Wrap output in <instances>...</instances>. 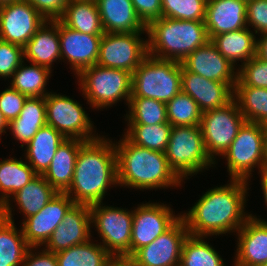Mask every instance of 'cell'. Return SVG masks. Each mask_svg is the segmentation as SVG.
I'll return each instance as SVG.
<instances>
[{"mask_svg": "<svg viewBox=\"0 0 267 266\" xmlns=\"http://www.w3.org/2000/svg\"><path fill=\"white\" fill-rule=\"evenodd\" d=\"M249 181L230 179L203 193L188 212L180 213L193 236H214L237 232L251 214L245 212Z\"/></svg>", "mask_w": 267, "mask_h": 266, "instance_id": "cell-1", "label": "cell"}, {"mask_svg": "<svg viewBox=\"0 0 267 266\" xmlns=\"http://www.w3.org/2000/svg\"><path fill=\"white\" fill-rule=\"evenodd\" d=\"M90 206L74 204L65 214L45 244V250L52 253L68 249L91 240Z\"/></svg>", "mask_w": 267, "mask_h": 266, "instance_id": "cell-18", "label": "cell"}, {"mask_svg": "<svg viewBox=\"0 0 267 266\" xmlns=\"http://www.w3.org/2000/svg\"><path fill=\"white\" fill-rule=\"evenodd\" d=\"M24 62L13 73L9 86L27 97H45L50 93L45 87L52 70L33 63L27 66Z\"/></svg>", "mask_w": 267, "mask_h": 266, "instance_id": "cell-33", "label": "cell"}, {"mask_svg": "<svg viewBox=\"0 0 267 266\" xmlns=\"http://www.w3.org/2000/svg\"><path fill=\"white\" fill-rule=\"evenodd\" d=\"M45 107L47 125L59 131L66 139L92 141L101 136L95 134L94 124L77 100L50 92L45 96Z\"/></svg>", "mask_w": 267, "mask_h": 266, "instance_id": "cell-10", "label": "cell"}, {"mask_svg": "<svg viewBox=\"0 0 267 266\" xmlns=\"http://www.w3.org/2000/svg\"><path fill=\"white\" fill-rule=\"evenodd\" d=\"M66 138L52 126L41 127L25 147V159L38 175L49 168L57 148Z\"/></svg>", "mask_w": 267, "mask_h": 266, "instance_id": "cell-27", "label": "cell"}, {"mask_svg": "<svg viewBox=\"0 0 267 266\" xmlns=\"http://www.w3.org/2000/svg\"><path fill=\"white\" fill-rule=\"evenodd\" d=\"M257 38L256 56L263 61L267 62V32L259 35Z\"/></svg>", "mask_w": 267, "mask_h": 266, "instance_id": "cell-49", "label": "cell"}, {"mask_svg": "<svg viewBox=\"0 0 267 266\" xmlns=\"http://www.w3.org/2000/svg\"><path fill=\"white\" fill-rule=\"evenodd\" d=\"M167 120L172 126H199L202 111L188 95L179 92L166 103Z\"/></svg>", "mask_w": 267, "mask_h": 266, "instance_id": "cell-38", "label": "cell"}, {"mask_svg": "<svg viewBox=\"0 0 267 266\" xmlns=\"http://www.w3.org/2000/svg\"><path fill=\"white\" fill-rule=\"evenodd\" d=\"M86 141L66 139L56 151L49 168L43 174L46 181L58 192L65 193L73 180L80 147Z\"/></svg>", "mask_w": 267, "mask_h": 266, "instance_id": "cell-26", "label": "cell"}, {"mask_svg": "<svg viewBox=\"0 0 267 266\" xmlns=\"http://www.w3.org/2000/svg\"><path fill=\"white\" fill-rule=\"evenodd\" d=\"M148 55L182 62L210 39L205 20H177L161 17L146 26Z\"/></svg>", "mask_w": 267, "mask_h": 266, "instance_id": "cell-4", "label": "cell"}, {"mask_svg": "<svg viewBox=\"0 0 267 266\" xmlns=\"http://www.w3.org/2000/svg\"><path fill=\"white\" fill-rule=\"evenodd\" d=\"M249 27L213 36L210 41L234 66L241 65L256 56L257 39Z\"/></svg>", "mask_w": 267, "mask_h": 266, "instance_id": "cell-28", "label": "cell"}, {"mask_svg": "<svg viewBox=\"0 0 267 266\" xmlns=\"http://www.w3.org/2000/svg\"><path fill=\"white\" fill-rule=\"evenodd\" d=\"M181 73V62L148 55L132 73L131 97L167 103L181 92Z\"/></svg>", "mask_w": 267, "mask_h": 266, "instance_id": "cell-5", "label": "cell"}, {"mask_svg": "<svg viewBox=\"0 0 267 266\" xmlns=\"http://www.w3.org/2000/svg\"><path fill=\"white\" fill-rule=\"evenodd\" d=\"M12 121L47 122L45 97H27L19 116Z\"/></svg>", "mask_w": 267, "mask_h": 266, "instance_id": "cell-44", "label": "cell"}, {"mask_svg": "<svg viewBox=\"0 0 267 266\" xmlns=\"http://www.w3.org/2000/svg\"><path fill=\"white\" fill-rule=\"evenodd\" d=\"M23 61V47L0 39V79H10Z\"/></svg>", "mask_w": 267, "mask_h": 266, "instance_id": "cell-41", "label": "cell"}, {"mask_svg": "<svg viewBox=\"0 0 267 266\" xmlns=\"http://www.w3.org/2000/svg\"><path fill=\"white\" fill-rule=\"evenodd\" d=\"M246 22L257 35L267 32V0H247Z\"/></svg>", "mask_w": 267, "mask_h": 266, "instance_id": "cell-43", "label": "cell"}, {"mask_svg": "<svg viewBox=\"0 0 267 266\" xmlns=\"http://www.w3.org/2000/svg\"><path fill=\"white\" fill-rule=\"evenodd\" d=\"M61 60L70 63L78 75L83 69L97 63L102 35H89L71 29L58 19Z\"/></svg>", "mask_w": 267, "mask_h": 266, "instance_id": "cell-17", "label": "cell"}, {"mask_svg": "<svg viewBox=\"0 0 267 266\" xmlns=\"http://www.w3.org/2000/svg\"><path fill=\"white\" fill-rule=\"evenodd\" d=\"M145 32L107 33L100 41L97 65L122 69L131 74L148 56L147 39L141 38Z\"/></svg>", "mask_w": 267, "mask_h": 266, "instance_id": "cell-12", "label": "cell"}, {"mask_svg": "<svg viewBox=\"0 0 267 266\" xmlns=\"http://www.w3.org/2000/svg\"><path fill=\"white\" fill-rule=\"evenodd\" d=\"M245 122L235 100L222 108L202 112L199 126L206 150L214 162L228 150Z\"/></svg>", "mask_w": 267, "mask_h": 266, "instance_id": "cell-11", "label": "cell"}, {"mask_svg": "<svg viewBox=\"0 0 267 266\" xmlns=\"http://www.w3.org/2000/svg\"><path fill=\"white\" fill-rule=\"evenodd\" d=\"M33 6L46 20H58L65 10L67 0H24Z\"/></svg>", "mask_w": 267, "mask_h": 266, "instance_id": "cell-46", "label": "cell"}, {"mask_svg": "<svg viewBox=\"0 0 267 266\" xmlns=\"http://www.w3.org/2000/svg\"><path fill=\"white\" fill-rule=\"evenodd\" d=\"M181 64L189 72L209 80L236 83L238 79L237 66L223 57L211 41L190 53Z\"/></svg>", "mask_w": 267, "mask_h": 266, "instance_id": "cell-20", "label": "cell"}, {"mask_svg": "<svg viewBox=\"0 0 267 266\" xmlns=\"http://www.w3.org/2000/svg\"><path fill=\"white\" fill-rule=\"evenodd\" d=\"M29 248L22 228L0 214V266H22Z\"/></svg>", "mask_w": 267, "mask_h": 266, "instance_id": "cell-31", "label": "cell"}, {"mask_svg": "<svg viewBox=\"0 0 267 266\" xmlns=\"http://www.w3.org/2000/svg\"><path fill=\"white\" fill-rule=\"evenodd\" d=\"M139 18L147 26L162 17L161 0H131Z\"/></svg>", "mask_w": 267, "mask_h": 266, "instance_id": "cell-47", "label": "cell"}, {"mask_svg": "<svg viewBox=\"0 0 267 266\" xmlns=\"http://www.w3.org/2000/svg\"><path fill=\"white\" fill-rule=\"evenodd\" d=\"M207 0H161L162 17L205 20Z\"/></svg>", "mask_w": 267, "mask_h": 266, "instance_id": "cell-39", "label": "cell"}, {"mask_svg": "<svg viewBox=\"0 0 267 266\" xmlns=\"http://www.w3.org/2000/svg\"><path fill=\"white\" fill-rule=\"evenodd\" d=\"M239 66L235 86L267 88V62L255 56Z\"/></svg>", "mask_w": 267, "mask_h": 266, "instance_id": "cell-40", "label": "cell"}, {"mask_svg": "<svg viewBox=\"0 0 267 266\" xmlns=\"http://www.w3.org/2000/svg\"><path fill=\"white\" fill-rule=\"evenodd\" d=\"M204 236L188 235L183 242L179 266H225L215 248Z\"/></svg>", "mask_w": 267, "mask_h": 266, "instance_id": "cell-35", "label": "cell"}, {"mask_svg": "<svg viewBox=\"0 0 267 266\" xmlns=\"http://www.w3.org/2000/svg\"><path fill=\"white\" fill-rule=\"evenodd\" d=\"M118 186L114 141L105 136L86 141L79 150L72 183L65 192L75 204L102 203L107 189Z\"/></svg>", "mask_w": 267, "mask_h": 266, "instance_id": "cell-2", "label": "cell"}, {"mask_svg": "<svg viewBox=\"0 0 267 266\" xmlns=\"http://www.w3.org/2000/svg\"><path fill=\"white\" fill-rule=\"evenodd\" d=\"M260 180H261V186H262V193H263V197H264V199H265V205L267 206V173L266 172H264V171H262L261 173H260Z\"/></svg>", "mask_w": 267, "mask_h": 266, "instance_id": "cell-51", "label": "cell"}, {"mask_svg": "<svg viewBox=\"0 0 267 266\" xmlns=\"http://www.w3.org/2000/svg\"><path fill=\"white\" fill-rule=\"evenodd\" d=\"M38 174L28 162L10 157L0 161V214L14 222L10 197L33 180Z\"/></svg>", "mask_w": 267, "mask_h": 266, "instance_id": "cell-23", "label": "cell"}, {"mask_svg": "<svg viewBox=\"0 0 267 266\" xmlns=\"http://www.w3.org/2000/svg\"><path fill=\"white\" fill-rule=\"evenodd\" d=\"M234 100L246 122L267 123V88L235 86Z\"/></svg>", "mask_w": 267, "mask_h": 266, "instance_id": "cell-34", "label": "cell"}, {"mask_svg": "<svg viewBox=\"0 0 267 266\" xmlns=\"http://www.w3.org/2000/svg\"><path fill=\"white\" fill-rule=\"evenodd\" d=\"M26 99V95L10 86L0 92V110L8 122L19 116Z\"/></svg>", "mask_w": 267, "mask_h": 266, "instance_id": "cell-42", "label": "cell"}, {"mask_svg": "<svg viewBox=\"0 0 267 266\" xmlns=\"http://www.w3.org/2000/svg\"><path fill=\"white\" fill-rule=\"evenodd\" d=\"M236 235L234 266H262L267 262V221L251 214Z\"/></svg>", "mask_w": 267, "mask_h": 266, "instance_id": "cell-21", "label": "cell"}, {"mask_svg": "<svg viewBox=\"0 0 267 266\" xmlns=\"http://www.w3.org/2000/svg\"><path fill=\"white\" fill-rule=\"evenodd\" d=\"M104 32L133 33L146 31L131 0H96Z\"/></svg>", "mask_w": 267, "mask_h": 266, "instance_id": "cell-25", "label": "cell"}, {"mask_svg": "<svg viewBox=\"0 0 267 266\" xmlns=\"http://www.w3.org/2000/svg\"><path fill=\"white\" fill-rule=\"evenodd\" d=\"M59 20L71 29L89 35H103L101 17L96 1L67 2Z\"/></svg>", "mask_w": 267, "mask_h": 266, "instance_id": "cell-29", "label": "cell"}, {"mask_svg": "<svg viewBox=\"0 0 267 266\" xmlns=\"http://www.w3.org/2000/svg\"><path fill=\"white\" fill-rule=\"evenodd\" d=\"M247 0H207L205 26L209 39L248 27Z\"/></svg>", "mask_w": 267, "mask_h": 266, "instance_id": "cell-22", "label": "cell"}, {"mask_svg": "<svg viewBox=\"0 0 267 266\" xmlns=\"http://www.w3.org/2000/svg\"><path fill=\"white\" fill-rule=\"evenodd\" d=\"M76 77L79 78V88L90 107L102 110L122 99L126 105L129 104L132 86L130 72L95 64L83 69Z\"/></svg>", "mask_w": 267, "mask_h": 266, "instance_id": "cell-6", "label": "cell"}, {"mask_svg": "<svg viewBox=\"0 0 267 266\" xmlns=\"http://www.w3.org/2000/svg\"><path fill=\"white\" fill-rule=\"evenodd\" d=\"M46 124L47 122L9 121L8 129L12 132L13 138L22 143L21 147L23 148Z\"/></svg>", "mask_w": 267, "mask_h": 266, "instance_id": "cell-45", "label": "cell"}, {"mask_svg": "<svg viewBox=\"0 0 267 266\" xmlns=\"http://www.w3.org/2000/svg\"><path fill=\"white\" fill-rule=\"evenodd\" d=\"M8 124H9V122L6 120L2 111L0 110V136L4 133H7L6 129H8Z\"/></svg>", "mask_w": 267, "mask_h": 266, "instance_id": "cell-52", "label": "cell"}, {"mask_svg": "<svg viewBox=\"0 0 267 266\" xmlns=\"http://www.w3.org/2000/svg\"><path fill=\"white\" fill-rule=\"evenodd\" d=\"M122 136L114 143L118 186L140 190L181 186L184 181L170 168L165 152L140 147Z\"/></svg>", "mask_w": 267, "mask_h": 266, "instance_id": "cell-3", "label": "cell"}, {"mask_svg": "<svg viewBox=\"0 0 267 266\" xmlns=\"http://www.w3.org/2000/svg\"><path fill=\"white\" fill-rule=\"evenodd\" d=\"M181 91L188 94L204 112L219 109L234 100L236 83H223L189 72L182 66Z\"/></svg>", "mask_w": 267, "mask_h": 266, "instance_id": "cell-19", "label": "cell"}, {"mask_svg": "<svg viewBox=\"0 0 267 266\" xmlns=\"http://www.w3.org/2000/svg\"><path fill=\"white\" fill-rule=\"evenodd\" d=\"M129 126V127H128ZM124 135L135 145L154 151L165 152L170 139L172 125H127Z\"/></svg>", "mask_w": 267, "mask_h": 266, "instance_id": "cell-37", "label": "cell"}, {"mask_svg": "<svg viewBox=\"0 0 267 266\" xmlns=\"http://www.w3.org/2000/svg\"><path fill=\"white\" fill-rule=\"evenodd\" d=\"M74 204L66 193H57L38 213L24 218L21 228L27 244L44 246Z\"/></svg>", "mask_w": 267, "mask_h": 266, "instance_id": "cell-16", "label": "cell"}, {"mask_svg": "<svg viewBox=\"0 0 267 266\" xmlns=\"http://www.w3.org/2000/svg\"><path fill=\"white\" fill-rule=\"evenodd\" d=\"M58 266H107L114 258L101 244L92 240L56 253Z\"/></svg>", "mask_w": 267, "mask_h": 266, "instance_id": "cell-32", "label": "cell"}, {"mask_svg": "<svg viewBox=\"0 0 267 266\" xmlns=\"http://www.w3.org/2000/svg\"><path fill=\"white\" fill-rule=\"evenodd\" d=\"M57 193L43 175H37L10 199L27 218L38 213Z\"/></svg>", "mask_w": 267, "mask_h": 266, "instance_id": "cell-30", "label": "cell"}, {"mask_svg": "<svg viewBox=\"0 0 267 266\" xmlns=\"http://www.w3.org/2000/svg\"><path fill=\"white\" fill-rule=\"evenodd\" d=\"M74 1H96V0H67V2H74Z\"/></svg>", "mask_w": 267, "mask_h": 266, "instance_id": "cell-55", "label": "cell"}, {"mask_svg": "<svg viewBox=\"0 0 267 266\" xmlns=\"http://www.w3.org/2000/svg\"><path fill=\"white\" fill-rule=\"evenodd\" d=\"M181 215H174L167 204L142 203L134 207L131 230L130 258L167 231Z\"/></svg>", "mask_w": 267, "mask_h": 266, "instance_id": "cell-13", "label": "cell"}, {"mask_svg": "<svg viewBox=\"0 0 267 266\" xmlns=\"http://www.w3.org/2000/svg\"><path fill=\"white\" fill-rule=\"evenodd\" d=\"M165 156L182 181L216 164L206 150L200 126H172Z\"/></svg>", "mask_w": 267, "mask_h": 266, "instance_id": "cell-7", "label": "cell"}, {"mask_svg": "<svg viewBox=\"0 0 267 266\" xmlns=\"http://www.w3.org/2000/svg\"><path fill=\"white\" fill-rule=\"evenodd\" d=\"M17 1H19V0H0V7L4 6V5H8V4L14 3V2H17Z\"/></svg>", "mask_w": 267, "mask_h": 266, "instance_id": "cell-53", "label": "cell"}, {"mask_svg": "<svg viewBox=\"0 0 267 266\" xmlns=\"http://www.w3.org/2000/svg\"><path fill=\"white\" fill-rule=\"evenodd\" d=\"M263 171L267 173V144H266L265 163Z\"/></svg>", "mask_w": 267, "mask_h": 266, "instance_id": "cell-54", "label": "cell"}, {"mask_svg": "<svg viewBox=\"0 0 267 266\" xmlns=\"http://www.w3.org/2000/svg\"><path fill=\"white\" fill-rule=\"evenodd\" d=\"M188 235L186 223L180 217L167 231L140 248L130 259L136 266H179L182 245Z\"/></svg>", "mask_w": 267, "mask_h": 266, "instance_id": "cell-14", "label": "cell"}, {"mask_svg": "<svg viewBox=\"0 0 267 266\" xmlns=\"http://www.w3.org/2000/svg\"><path fill=\"white\" fill-rule=\"evenodd\" d=\"M46 19L28 2L0 7V39L24 47Z\"/></svg>", "mask_w": 267, "mask_h": 266, "instance_id": "cell-15", "label": "cell"}, {"mask_svg": "<svg viewBox=\"0 0 267 266\" xmlns=\"http://www.w3.org/2000/svg\"><path fill=\"white\" fill-rule=\"evenodd\" d=\"M133 211L103 206V202L90 205L91 225L101 237L100 244L113 257L130 258Z\"/></svg>", "mask_w": 267, "mask_h": 266, "instance_id": "cell-9", "label": "cell"}, {"mask_svg": "<svg viewBox=\"0 0 267 266\" xmlns=\"http://www.w3.org/2000/svg\"><path fill=\"white\" fill-rule=\"evenodd\" d=\"M23 53L24 60L51 70L53 63L61 60L58 20H46L23 47Z\"/></svg>", "mask_w": 267, "mask_h": 266, "instance_id": "cell-24", "label": "cell"}, {"mask_svg": "<svg viewBox=\"0 0 267 266\" xmlns=\"http://www.w3.org/2000/svg\"><path fill=\"white\" fill-rule=\"evenodd\" d=\"M37 247H30L25 255L22 266H58L56 253L48 252L44 248L34 252Z\"/></svg>", "mask_w": 267, "mask_h": 266, "instance_id": "cell-48", "label": "cell"}, {"mask_svg": "<svg viewBox=\"0 0 267 266\" xmlns=\"http://www.w3.org/2000/svg\"><path fill=\"white\" fill-rule=\"evenodd\" d=\"M266 144L265 125L245 122L228 150L223 154L227 161L230 178L250 181L251 172H254L255 167H258L260 174L264 169Z\"/></svg>", "mask_w": 267, "mask_h": 266, "instance_id": "cell-8", "label": "cell"}, {"mask_svg": "<svg viewBox=\"0 0 267 266\" xmlns=\"http://www.w3.org/2000/svg\"><path fill=\"white\" fill-rule=\"evenodd\" d=\"M107 266H136L130 258L114 257Z\"/></svg>", "mask_w": 267, "mask_h": 266, "instance_id": "cell-50", "label": "cell"}, {"mask_svg": "<svg viewBox=\"0 0 267 266\" xmlns=\"http://www.w3.org/2000/svg\"><path fill=\"white\" fill-rule=\"evenodd\" d=\"M127 125H155L167 123L166 103L142 97H130ZM129 113V114H128Z\"/></svg>", "mask_w": 267, "mask_h": 266, "instance_id": "cell-36", "label": "cell"}]
</instances>
